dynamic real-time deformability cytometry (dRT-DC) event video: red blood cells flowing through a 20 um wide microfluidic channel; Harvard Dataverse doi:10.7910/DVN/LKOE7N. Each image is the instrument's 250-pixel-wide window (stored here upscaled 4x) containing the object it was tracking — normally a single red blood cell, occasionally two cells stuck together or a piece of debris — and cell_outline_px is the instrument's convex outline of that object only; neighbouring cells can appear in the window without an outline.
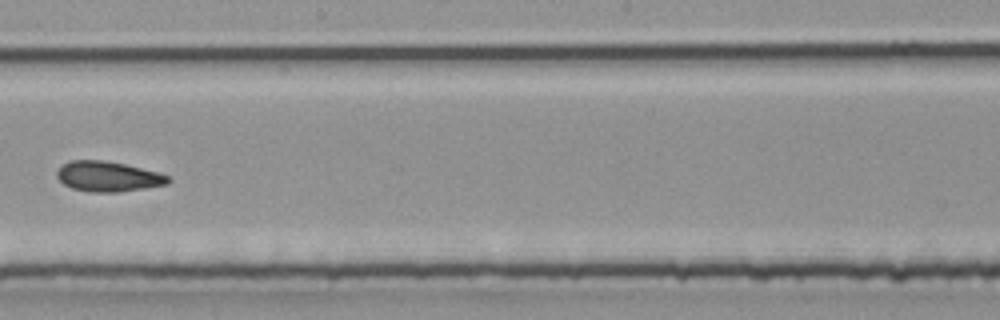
{"species": "common noctule bat (a hibernating species)", "species_latin": "Nyctalus noctula", "temperature_condition": "room temperature", "stored_images_in_passage": 34, "camera_frame_rate_fps": 3000, "um_per_image_px": 0.085, "animal": {"sex": "male", "body_mass_g": 20.4}, "frame": {"image": 1, "passage_image": 20, "time_ms": 6.333, "image_size_px": [1000, 320], "cell_outline_px": [[172, 180], [168, 184], [120, 192], [88, 192], [72, 188], [64, 184], [56, 176], [56, 172], [64, 164], [72, 160], [104, 160], [124, 164], [156, 172], [168, 176]], "centroid_in_image_um": [9.18, 15.01], "position_along_channel_um": 239.0, "area_um2": 19.42}}
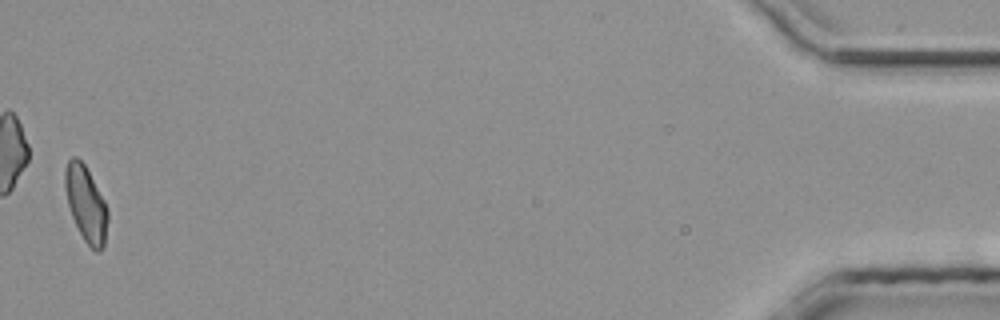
{"frame": {"image": 2, "passage_image": 34, "time_ms": 11.0, "image_size_px": [1000, 320], "cell_outline_px": [[108, 220], [104, 248], [100, 252], [96, 252], [84, 240], [72, 216], [68, 204], [64, 188], [64, 172], [68, 160], [72, 156], [76, 156], [84, 164], [104, 200], [108, 208]], "centroid_in_image_um": [7.31, 17.34], "position_along_channel_um": 427.9, "area_um2": 18.79}}